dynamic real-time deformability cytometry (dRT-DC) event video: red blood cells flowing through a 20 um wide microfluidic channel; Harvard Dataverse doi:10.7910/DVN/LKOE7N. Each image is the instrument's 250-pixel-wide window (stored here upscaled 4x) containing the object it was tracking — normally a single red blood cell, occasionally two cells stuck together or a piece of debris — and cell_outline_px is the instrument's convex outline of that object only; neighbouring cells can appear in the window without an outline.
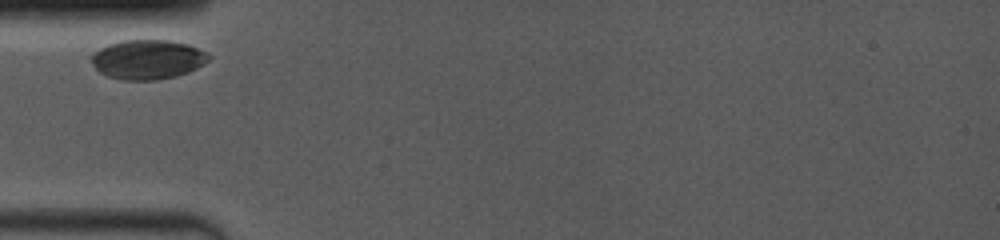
{"species": "common noctule bat (a hibernating species)", "species_latin": "Nyctalus noctula", "temperature_condition": "room temperature", "stored_images_in_passage": 12, "camera_frame_rate_fps": 4000, "um_per_image_px": 0.085, "animal": {"sex": "female", "body_mass_g": 19.0, "forearm_length_mm": 53.3}, "frame": {"image": 1, "passage_image": 1, "time_ms": 0.0, "image_size_px": [1000, 240], "cell_outline_px": [[212, 56], [204, 64], [188, 72], [176, 76], [156, 80], [120, 80], [108, 76], [100, 72], [92, 64], [92, 52], [108, 44], [124, 40], [168, 40], [188, 44], [208, 52]], "centroid_in_image_um": [12.56, 5.05], "position_along_channel_um": 72.4, "area_um2": 27.11}}
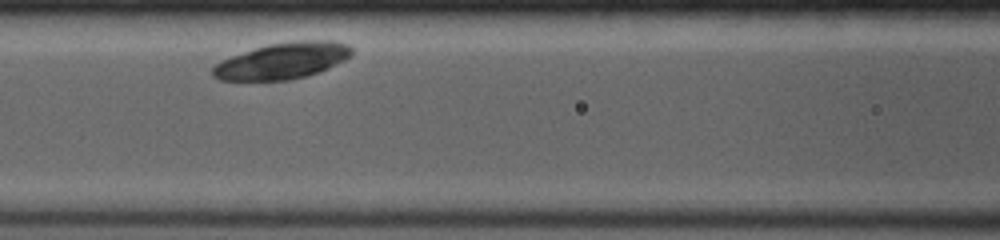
{"frame": {"image": 2, "passage_image": 7, "time_ms": 2.0, "image_size_px": [1000, 240], "cell_outline_px": [[352, 52], [344, 60], [328, 68], [308, 76], [288, 80], [220, 80], [212, 76], [212, 68], [220, 60], [268, 44], [292, 40], [332, 40], [348, 44], [352, 48]], "centroid_in_image_um": [24.01, 5.16], "position_along_channel_um": 142.6, "area_um2": 29.36}}
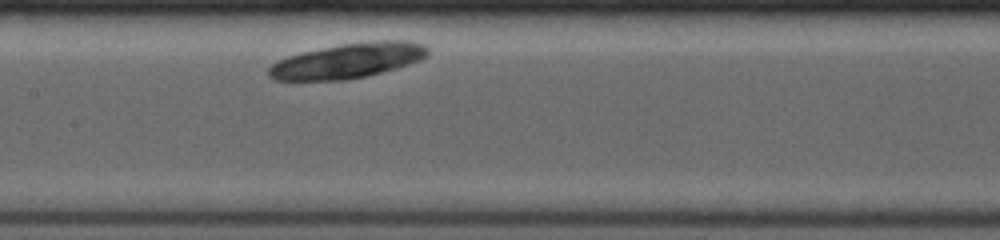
{"frame": {"image": 3, "passage_image": 10, "time_ms": 3.0, "image_size_px": [1000, 240], "cell_outline_px": [[428, 52], [420, 60], [396, 68], [368, 76], [344, 80], [272, 80], [268, 76], [268, 68], [272, 64], [288, 56], [300, 52], [340, 44], [376, 40], [408, 40], [424, 44], [428, 48]], "centroid_in_image_um": [29.55, 5.15], "position_along_channel_um": 177.8, "area_um2": 32.54}}